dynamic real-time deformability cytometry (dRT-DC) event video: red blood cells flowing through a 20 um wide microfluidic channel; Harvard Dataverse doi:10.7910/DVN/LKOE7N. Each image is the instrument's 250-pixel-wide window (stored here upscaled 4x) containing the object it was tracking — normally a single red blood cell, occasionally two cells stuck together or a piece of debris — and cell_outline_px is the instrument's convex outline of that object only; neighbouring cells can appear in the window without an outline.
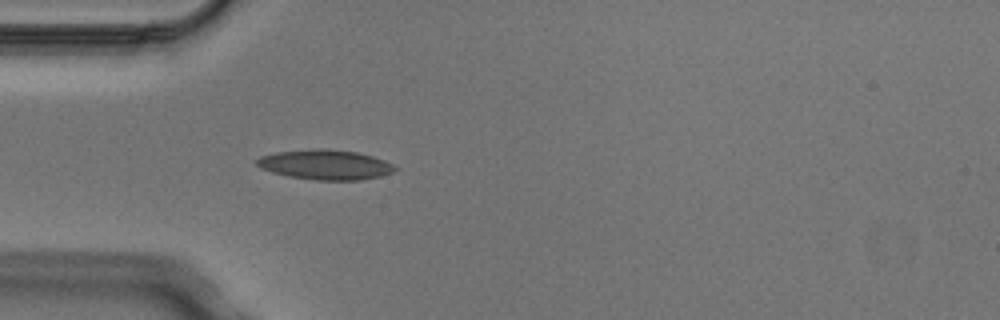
{"species": "Egyptian fruit bat (a non-hibernating species)", "species_latin": "Rousettus aegyptiacus", "temperature_condition": "cold", "stored_images_in_passage": 4, "camera_frame_rate_fps": 3000, "um_per_image_px": 0.085, "animal": {"sex": "male"}, "frame": {"image": 1, "passage_image": 4, "time_ms": 1.0, "image_size_px": [1000, 320], "cell_outline_px": [[400, 168], [392, 172], [380, 176], [360, 180], [316, 180], [288, 176], [272, 172], [260, 168], [256, 164], [256, 160], [260, 156], [276, 152], [316, 148], [324, 148], [356, 152], [372, 156], [384, 160]], "centroid_in_image_um": [27.65, 13.99], "position_along_channel_um": 57.4, "area_um2": 24.1}}